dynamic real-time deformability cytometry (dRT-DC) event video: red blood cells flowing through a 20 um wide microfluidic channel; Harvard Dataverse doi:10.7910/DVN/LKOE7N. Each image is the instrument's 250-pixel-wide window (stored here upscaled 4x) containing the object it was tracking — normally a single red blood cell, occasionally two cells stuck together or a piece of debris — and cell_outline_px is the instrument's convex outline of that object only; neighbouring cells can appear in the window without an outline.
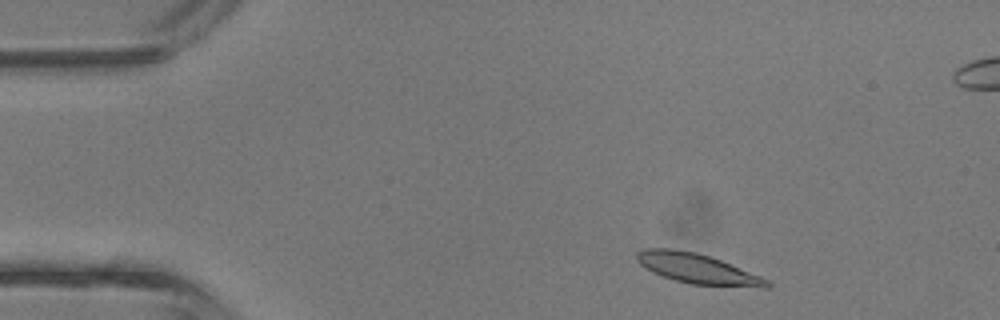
{"species": "common noctule bat (a hibernating species)", "species_latin": "Nyctalus noctula", "temperature_condition": "room temperature", "stored_images_in_passage": 40, "camera_frame_rate_fps": 3000, "um_per_image_px": 0.085, "animal": {"sex": "male", "body_mass_g": 13.3}, "frame": {"image": 1, "passage_image": 3, "time_ms": 0.667, "image_size_px": [1000, 320], "cell_outline_px": [[772, 284], [768, 288], [764, 288], [692, 284], [676, 280], [652, 272], [644, 268], [636, 260], [636, 252], [644, 248], [672, 248], [696, 252], [712, 256], [760, 276], [768, 280]], "centroid_in_image_um": [59.27, 22.82], "position_along_channel_um": 25.7, "area_um2": 22.89}}
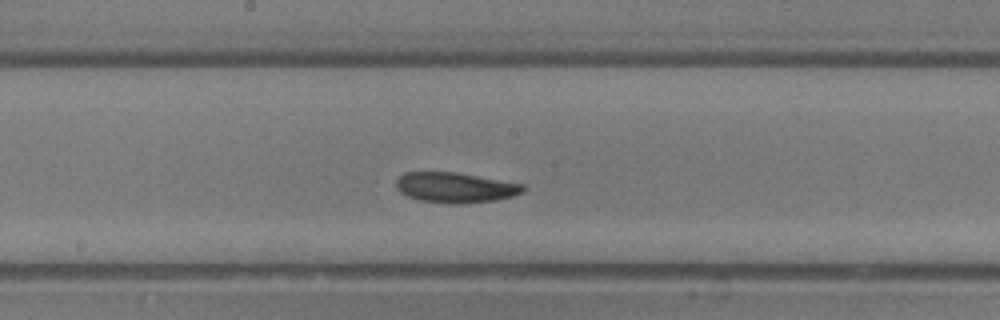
{"frame": {"image": 2, "passage_image": 19, "time_ms": 6.0, "image_size_px": [1000, 320], "cell_outline_px": [[528, 188], [524, 192], [512, 196], [496, 200], [464, 204], [448, 204], [420, 200], [408, 196], [400, 192], [396, 188], [396, 180], [404, 172], [456, 172], [524, 184]], "centroid_in_image_um": [38.73, 15.94], "position_along_channel_um": 209.5, "area_um2": 22.6}}
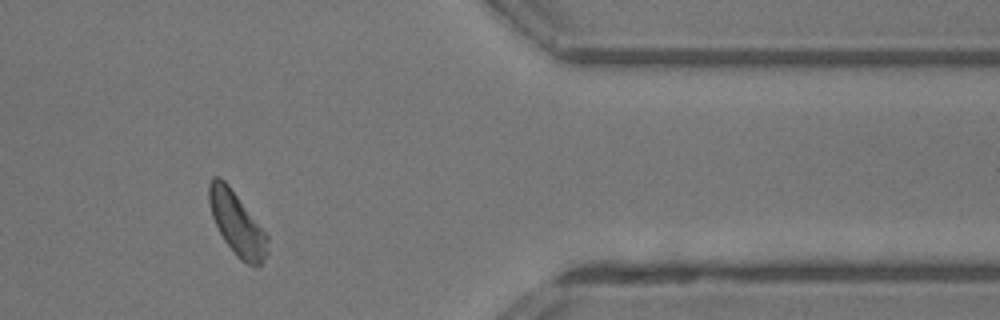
{"frame": {"image": 3, "passage_image": 32, "time_ms": 10.333, "image_size_px": [1000, 320], "cell_outline_px": [[268, 252], [260, 264], [256, 268], [240, 260], [236, 256], [224, 240], [212, 216], [208, 200], [208, 184], [212, 176], [220, 176], [228, 184], [268, 236]], "centroid_in_image_um": [20.12, 19.0], "position_along_channel_um": 391.3, "area_um2": 21.39}, "authors_computed_cell_mechanics": {"area_um2": 21.9062, "velocity_mm_per_s": 4.7662, "shape_relaxation_time_tau1_ms": 2.871, "shape_relaxation_time_tau2_ms": 3.638, "deformation_change_tau1": 0.1295, "deformation_change_tau2": 0.1184}}